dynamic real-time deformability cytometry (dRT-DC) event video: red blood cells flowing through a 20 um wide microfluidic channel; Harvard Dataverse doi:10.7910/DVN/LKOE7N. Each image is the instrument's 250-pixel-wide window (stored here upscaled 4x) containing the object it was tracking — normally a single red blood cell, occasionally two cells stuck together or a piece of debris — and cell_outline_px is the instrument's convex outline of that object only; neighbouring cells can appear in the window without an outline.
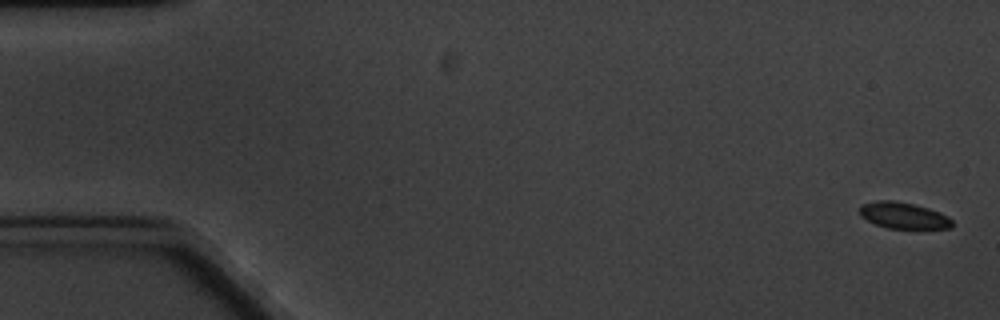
{"species": "common noctule bat (a hibernating species)", "species_latin": "Nyctalus noctula", "temperature_condition": "cold", "stored_images_in_passage": 5, "camera_frame_rate_fps": 3000, "um_per_image_px": 0.085, "animal": {"sex": "male", "body_mass_g": 20.1, "forearm_length_mm": 53.5}, "frame": {"image": 1, "passage_image": 1, "time_ms": 0.0, "image_size_px": [1000, 320], "cell_outline_px": [[952, 228], [888, 228], [876, 224], [860, 216], [860, 204], [876, 200], [896, 200], [916, 204], [940, 212], [948, 216], [952, 220]], "centroid_in_image_um": [76.78, 18.29], "position_along_channel_um": 8.2, "area_um2": 14.28}}
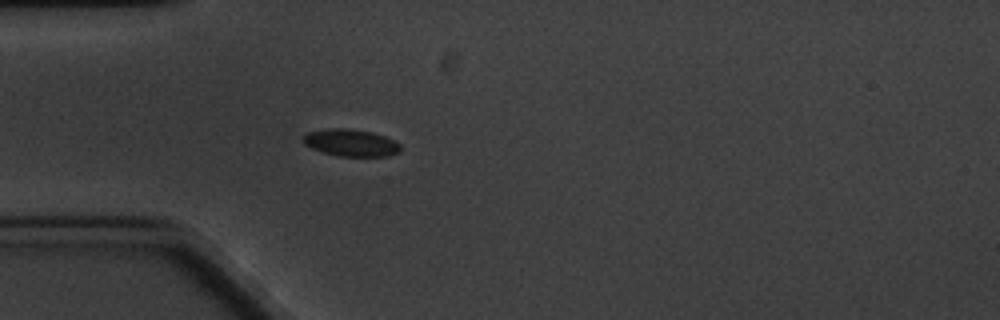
{"frame": {"image": 2, "passage_image": 5, "time_ms": 5.333, "image_size_px": [1000, 320], "cell_outline_px": [[400, 152], [388, 156], [336, 156], [312, 148], [304, 144], [304, 136], [308, 132], [324, 128], [344, 128], [372, 132], [384, 136], [400, 144]], "centroid_in_image_um": [29.82, 12.13], "position_along_channel_um": 55.2, "area_um2": 15.26}}